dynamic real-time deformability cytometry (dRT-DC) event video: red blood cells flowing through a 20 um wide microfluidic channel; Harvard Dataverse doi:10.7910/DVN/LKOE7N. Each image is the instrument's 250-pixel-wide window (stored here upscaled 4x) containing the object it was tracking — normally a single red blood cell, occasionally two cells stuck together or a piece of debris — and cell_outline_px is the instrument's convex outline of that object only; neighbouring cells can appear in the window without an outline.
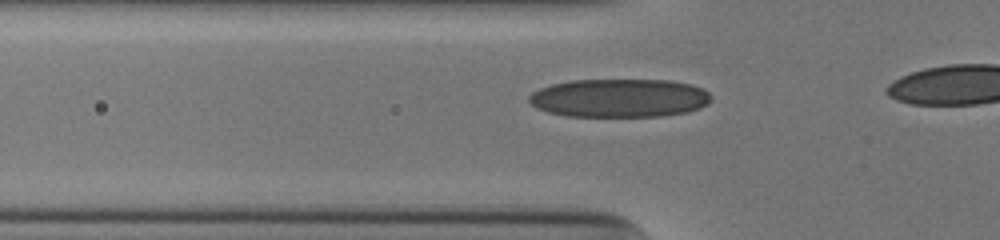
{"species": "human", "species_latin": "Homo sapiens", "temperature_condition": "cold", "stored_images_in_passage": 17, "camera_frame_rate_fps": 3000, "um_per_image_px": 0.085, "donor": {"sex": "male"}, "frame": {"image": 1, "passage_image": 11, "time_ms": 3.333, "image_size_px": [1000, 240], "cell_outline_px": [[712, 100], [708, 104], [700, 108], [688, 112], [660, 116], [568, 116], [548, 112], [536, 108], [528, 100], [528, 96], [532, 92], [540, 88], [552, 84], [572, 80], [668, 80], [692, 84], [704, 88], [712, 96]], "centroid_in_image_um": [52.68, 8.33], "position_along_channel_um": 73.1, "area_um2": 41.1}}
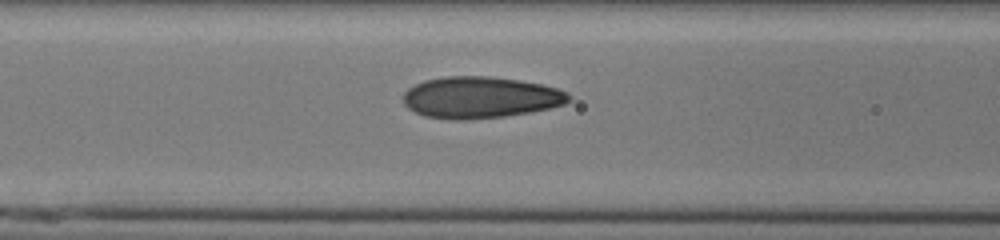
{"frame": {"image": 2, "passage_image": 15, "time_ms": 4.667, "image_size_px": [1000, 240], "cell_outline_px": [[572, 100], [564, 104], [548, 108], [528, 112], [504, 116], [464, 120], [456, 120], [424, 116], [408, 108], [404, 104], [404, 92], [408, 88], [424, 80], [444, 76], [488, 76], [520, 80], [540, 84], [556, 88], [568, 92], [572, 96]], "centroid_in_image_um": [40.83, 8.27], "position_along_channel_um": 125.8, "area_um2": 40.06}}